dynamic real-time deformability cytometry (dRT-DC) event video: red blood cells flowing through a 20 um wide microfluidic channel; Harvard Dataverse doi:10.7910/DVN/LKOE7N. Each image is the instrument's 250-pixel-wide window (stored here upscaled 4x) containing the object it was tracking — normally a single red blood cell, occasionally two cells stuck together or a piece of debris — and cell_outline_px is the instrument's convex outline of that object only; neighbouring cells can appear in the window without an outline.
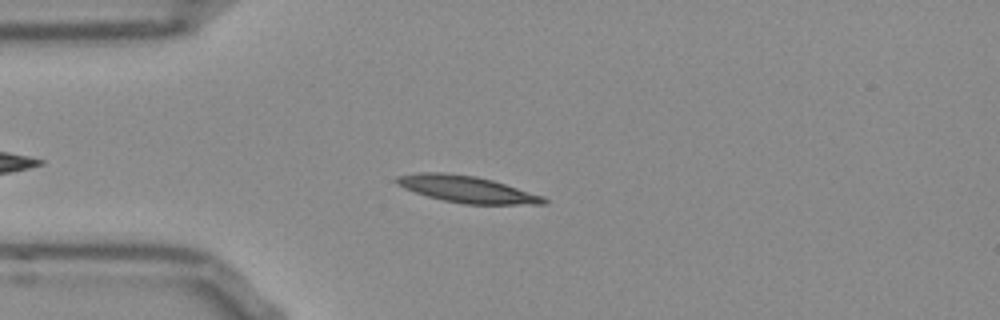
{"species": "Egyptian fruit bat (a non-hibernating species)", "species_latin": "Rousettus aegyptiacus", "temperature_condition": "room temperature", "stored_images_in_passage": 42, "camera_frame_rate_fps": 3000, "um_per_image_px": 0.085, "frame": {"image": 1, "passage_image": 7, "time_ms": 2.0, "image_size_px": [1000, 320], "cell_outline_px": [[548, 200], [544, 204], [464, 204], [444, 200], [428, 196], [404, 188], [396, 184], [396, 176], [420, 172], [440, 172], [476, 176], [492, 180], [544, 196]], "centroid_in_image_um": [39.68, 16.08], "position_along_channel_um": 45.3, "area_um2": 22.66}}
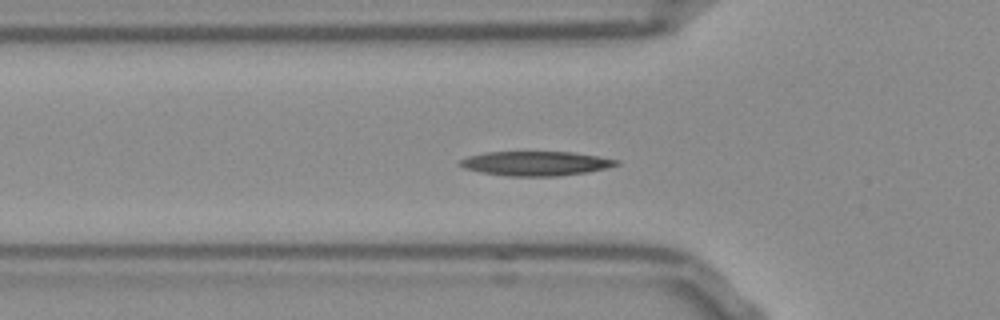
{"frame": {"image": 2, "passage_image": 11, "time_ms": 3.333, "image_size_px": [1000, 320], "cell_outline_px": [[620, 164], [588, 172], [560, 176], [512, 176], [484, 172], [464, 168], [456, 164], [460, 160], [468, 156], [484, 152], [572, 152], [620, 160]], "centroid_in_image_um": [45.53, 13.89], "position_along_channel_um": 80.3, "area_um2": 22.08}}
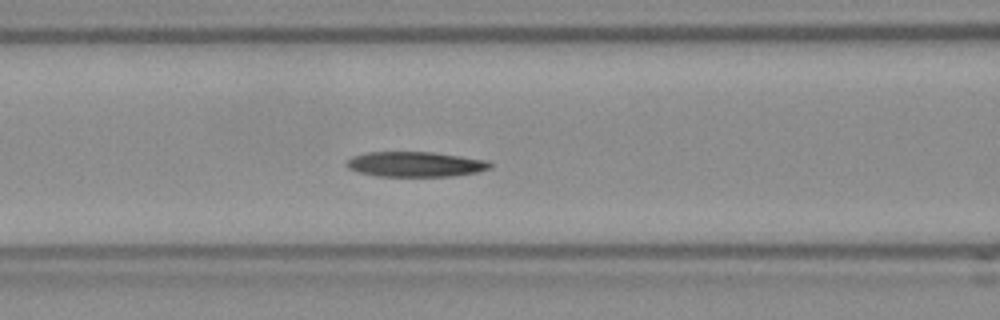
{"frame": {"image": 3, "passage_image": 15, "time_ms": 4.667, "image_size_px": [1000, 320], "cell_outline_px": [[492, 164], [488, 168], [476, 172], [452, 176], [376, 176], [356, 172], [348, 168], [344, 164], [352, 156], [368, 152], [432, 152], [488, 160]], "centroid_in_image_um": [35.25, 13.96], "position_along_channel_um": 131.4, "area_um2": 20.98}, "authors_computed_cell_mechanics": {"area_um2": 21.5594, "velocity_mm_per_s": 3.7653, "shape_relaxation_time_tau1_ms": 10.4385, "shape_relaxation_time_tau2_ms": null, "deformation_change_tau1": 0.2155, "deformation_change_tau2": null}}